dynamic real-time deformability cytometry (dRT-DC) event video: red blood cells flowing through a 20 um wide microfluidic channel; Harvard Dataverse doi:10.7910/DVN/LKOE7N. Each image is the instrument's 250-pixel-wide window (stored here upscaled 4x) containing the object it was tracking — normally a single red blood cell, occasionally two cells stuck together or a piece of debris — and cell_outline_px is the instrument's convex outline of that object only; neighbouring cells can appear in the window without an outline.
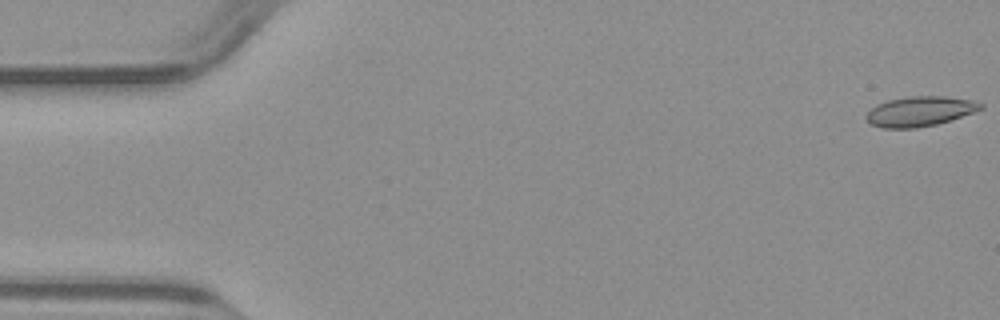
{"species": "common noctule bat (a hibernating species)", "species_latin": "Nyctalus noctula", "temperature_condition": "warm", "stored_images_in_passage": 50, "camera_frame_rate_fps": 3000, "um_per_image_px": 0.085, "animal": {"sex": "male", "body_mass_g": 23.1, "forearm_length_mm": 52.7}, "frame": {"image": 1, "passage_image": 1, "time_ms": 0.0, "image_size_px": [1000, 320], "cell_outline_px": [[984, 108], [936, 124], [916, 128], [884, 128], [872, 124], [864, 116], [876, 104], [888, 100], [908, 96], [944, 96], [976, 100], [984, 104]], "centroid_in_image_um": [78.2, 9.44], "position_along_channel_um": 6.8, "area_um2": 19.83}}
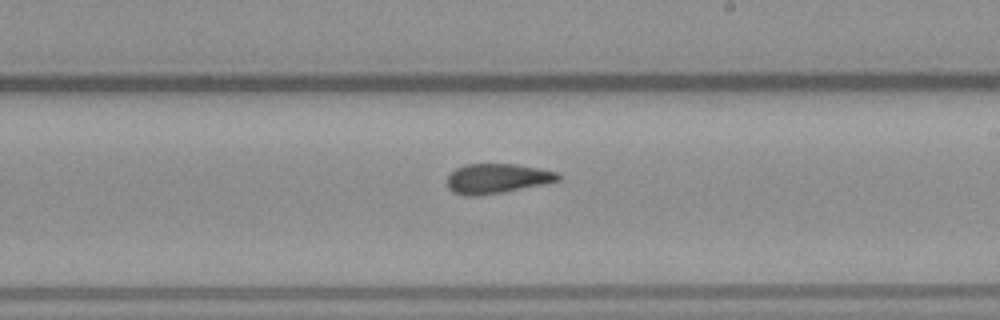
{"frame": {"image": 2, "passage_image": 29, "time_ms": 9.333, "image_size_px": [1000, 320], "cell_outline_px": [[564, 176], [560, 180], [544, 184], [504, 192], [476, 196], [464, 196], [452, 192], [448, 188], [448, 176], [456, 168], [464, 164], [516, 164], [540, 168], [560, 172]], "centroid_in_image_um": [42.3, 15.17], "position_along_channel_um": 246.7, "area_um2": 19.54}}
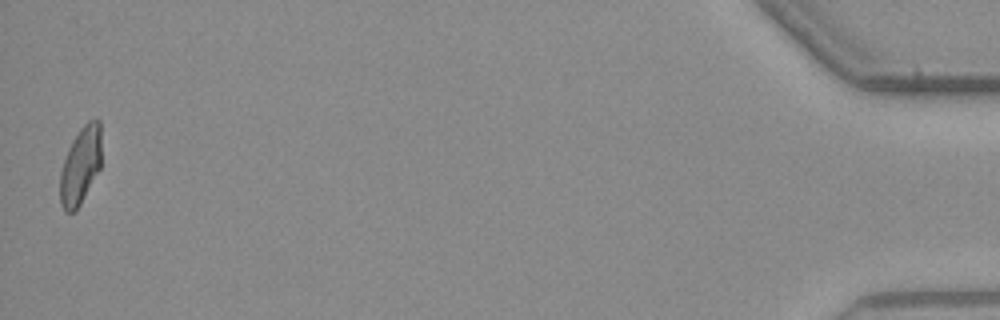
{"frame": {"image": 3, "passage_image": 50, "time_ms": 16.333, "image_size_px": [1000, 320], "cell_outline_px": [[100, 168], [76, 212], [64, 212], [60, 204], [60, 172], [68, 148], [72, 140], [80, 128], [88, 120], [96, 116], [100, 120]], "centroid_in_image_um": [6.83, 14.07], "position_along_channel_um": 428.4, "area_um2": 18.79}}